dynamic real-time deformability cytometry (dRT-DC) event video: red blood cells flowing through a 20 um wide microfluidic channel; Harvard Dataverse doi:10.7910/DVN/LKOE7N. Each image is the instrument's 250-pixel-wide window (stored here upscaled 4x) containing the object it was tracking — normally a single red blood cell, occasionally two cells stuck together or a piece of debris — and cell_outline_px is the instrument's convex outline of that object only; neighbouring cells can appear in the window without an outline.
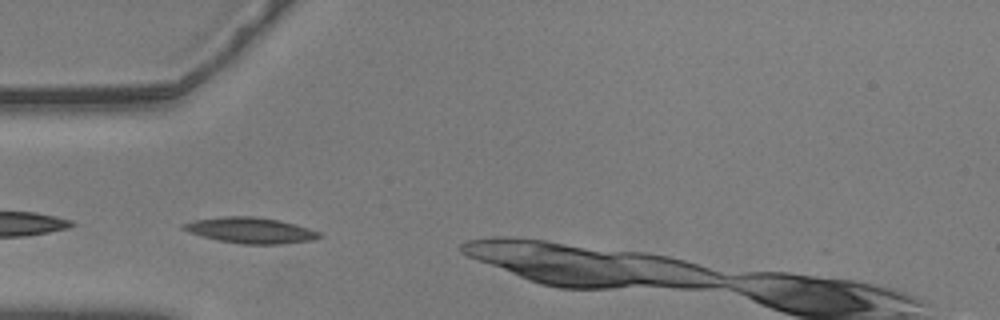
{"species": "common noctule bat (a hibernating species)", "species_latin": "Nyctalus noctula", "temperature_condition": "warm", "stored_images_in_passage": 11, "camera_frame_rate_fps": 3000, "um_per_image_px": 0.085, "animal": {"sex": "male", "body_mass_g": 20.5, "forearm_length_mm": 52.5}, "frame": {"image": 1, "passage_image": 1, "time_ms": 0.0, "image_size_px": [1000, 320], "cell_outline_px": [[324, 236], [316, 240], [280, 244], [244, 244], [220, 240], [188, 232], [180, 228], [180, 224], [196, 220], [224, 216], [256, 216], [280, 220], [296, 224], [320, 232]], "centroid_in_image_um": [21.35, 19.57], "position_along_channel_um": 63.7, "area_um2": 20.52}}
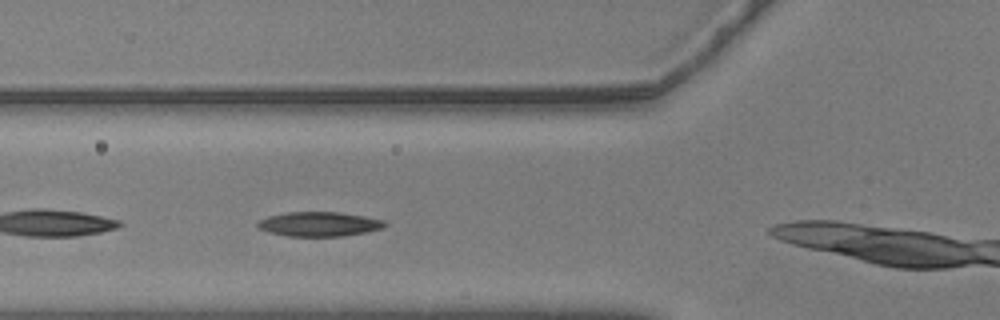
{"frame": {"image": 2, "passage_image": 4, "time_ms": 1.0, "image_size_px": [1000, 320], "cell_outline_px": [[388, 224], [380, 228], [364, 232], [340, 236], [288, 236], [268, 232], [260, 228], [256, 224], [260, 220], [268, 216], [288, 212], [340, 212], [364, 216], [384, 220]], "centroid_in_image_um": [27.11, 19.04], "position_along_channel_um": 98.7, "area_um2": 17.92}}